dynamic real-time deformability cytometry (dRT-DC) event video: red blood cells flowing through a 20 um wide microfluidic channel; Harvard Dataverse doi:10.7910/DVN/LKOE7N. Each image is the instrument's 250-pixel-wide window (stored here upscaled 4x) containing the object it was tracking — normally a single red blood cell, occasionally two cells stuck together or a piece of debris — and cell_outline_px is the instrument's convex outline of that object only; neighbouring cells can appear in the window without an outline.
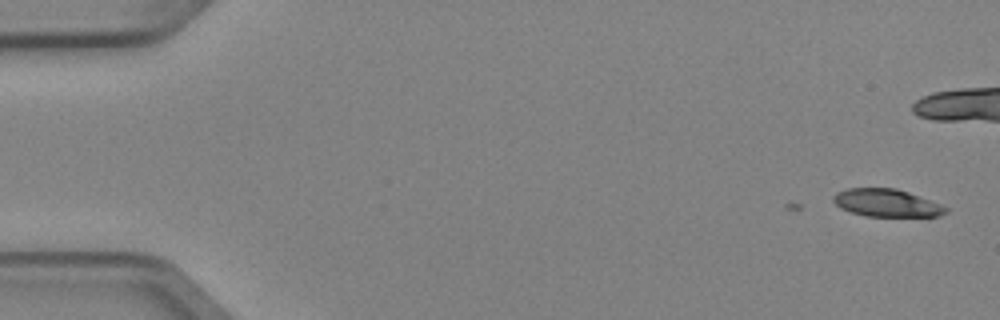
{"species": "Egyptian fruit bat (a non-hibernating species)", "species_latin": "Rousettus aegyptiacus", "temperature_condition": "cold", "stored_images_in_passage": 6, "camera_frame_rate_fps": 3000, "um_per_image_px": 0.085, "animal": {"sex": "female"}, "frame": {"image": 1, "passage_image": 2, "time_ms": 0.333, "image_size_px": [1000, 320], "cell_outline_px": [[948, 212], [940, 216], [864, 216], [840, 208], [832, 200], [832, 196], [836, 192], [848, 188], [896, 188], [908, 192], [940, 204], [948, 208]], "centroid_in_image_um": [75.34, 17.25], "position_along_channel_um": 9.7, "area_um2": 18.09}}